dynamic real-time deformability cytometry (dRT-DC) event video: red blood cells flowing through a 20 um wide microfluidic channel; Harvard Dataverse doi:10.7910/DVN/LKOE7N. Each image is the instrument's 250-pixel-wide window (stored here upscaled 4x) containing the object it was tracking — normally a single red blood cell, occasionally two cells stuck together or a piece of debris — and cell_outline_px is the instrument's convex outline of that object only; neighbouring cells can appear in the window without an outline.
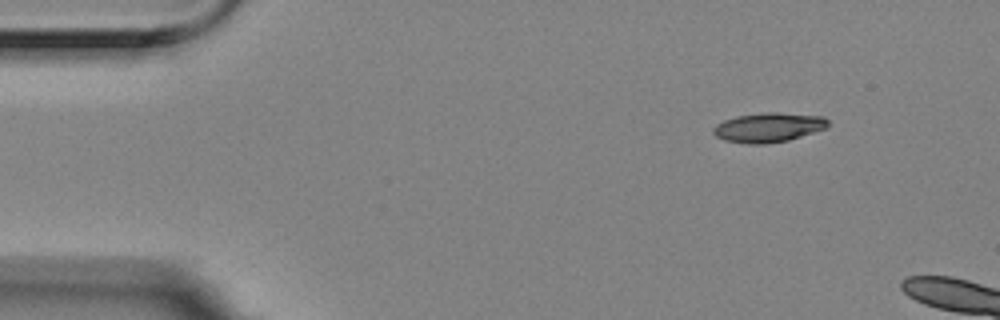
{"species": "Egyptian fruit bat (a non-hibernating species)", "species_latin": "Rousettus aegyptiacus", "temperature_condition": "room temperature", "stored_images_in_passage": 5, "camera_frame_rate_fps": 3000, "um_per_image_px": 0.085, "animal": {"sex": "female"}, "frame": {"image": 1, "passage_image": 5, "time_ms": 1.333, "image_size_px": [1000, 320], "cell_outline_px": [[828, 128], [788, 140], [764, 144], [748, 144], [724, 140], [716, 136], [712, 132], [712, 128], [716, 124], [724, 120], [736, 116], [764, 112], [776, 112], [824, 116], [828, 120]], "centroid_in_image_um": [65.32, 10.82], "position_along_channel_um": 19.7, "area_um2": 19.83}}